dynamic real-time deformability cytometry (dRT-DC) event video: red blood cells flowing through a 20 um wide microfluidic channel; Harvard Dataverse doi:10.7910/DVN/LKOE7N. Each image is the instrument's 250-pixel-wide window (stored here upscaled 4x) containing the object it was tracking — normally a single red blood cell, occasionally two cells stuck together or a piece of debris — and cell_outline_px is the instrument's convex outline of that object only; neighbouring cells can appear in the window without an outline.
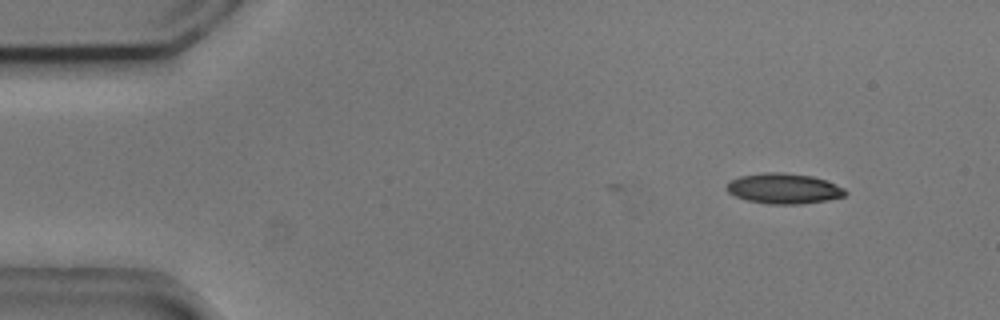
{"species": "common noctule bat (a hibernating species)", "species_latin": "Nyctalus noctula", "temperature_condition": "cold", "stored_images_in_passage": 2, "camera_frame_rate_fps": 3000, "um_per_image_px": 0.085, "animal": {"sex": "male", "body_mass_g": 20.5, "forearm_length_mm": 52.5}, "frame": {"image": 1, "passage_image": 2, "time_ms": 0.333, "image_size_px": [1000, 320], "cell_outline_px": [[848, 192], [844, 196], [828, 200], [800, 204], [768, 204], [748, 200], [736, 196], [728, 192], [724, 188], [728, 180], [740, 176], [764, 172], [784, 172], [812, 176], [824, 180], [844, 188]], "centroid_in_image_um": [66.58, 16.02], "position_along_channel_um": 18.4, "area_um2": 21.1}}